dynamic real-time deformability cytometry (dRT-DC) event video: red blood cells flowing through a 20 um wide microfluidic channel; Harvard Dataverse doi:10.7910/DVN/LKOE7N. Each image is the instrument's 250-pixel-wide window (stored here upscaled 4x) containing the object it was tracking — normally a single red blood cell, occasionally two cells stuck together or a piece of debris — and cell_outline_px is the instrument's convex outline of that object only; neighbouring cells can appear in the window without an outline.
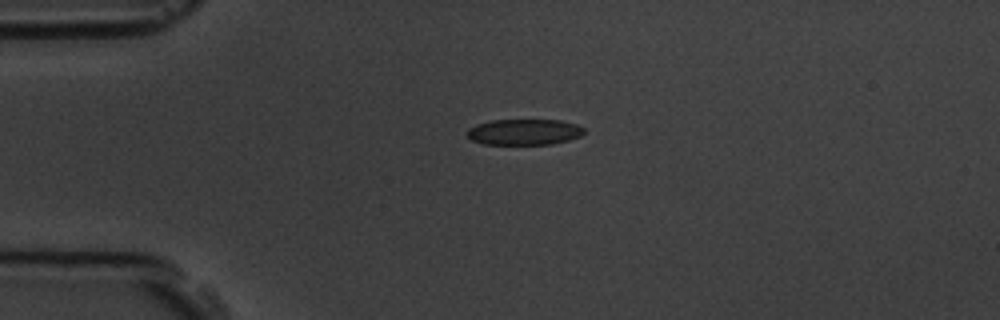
{"species": "common noctule bat (a hibernating species)", "species_latin": "Nyctalus noctula", "temperature_condition": "room temperature", "stored_images_in_passage": 2, "camera_frame_rate_fps": 3000, "um_per_image_px": 0.085, "animal": {"sex": "male", "body_mass_g": 19.5, "forearm_length_mm": 54.6}, "frame": {"image": 1, "passage_image": 1, "time_ms": 0.0, "image_size_px": [1000, 320], "cell_outline_px": [[584, 132], [580, 136], [568, 140], [552, 144], [484, 144], [472, 140], [464, 132], [468, 128], [476, 124], [492, 120], [560, 120], [576, 124], [584, 128]], "centroid_in_image_um": [44.53, 11.21], "position_along_channel_um": 40.5, "area_um2": 17.69}}